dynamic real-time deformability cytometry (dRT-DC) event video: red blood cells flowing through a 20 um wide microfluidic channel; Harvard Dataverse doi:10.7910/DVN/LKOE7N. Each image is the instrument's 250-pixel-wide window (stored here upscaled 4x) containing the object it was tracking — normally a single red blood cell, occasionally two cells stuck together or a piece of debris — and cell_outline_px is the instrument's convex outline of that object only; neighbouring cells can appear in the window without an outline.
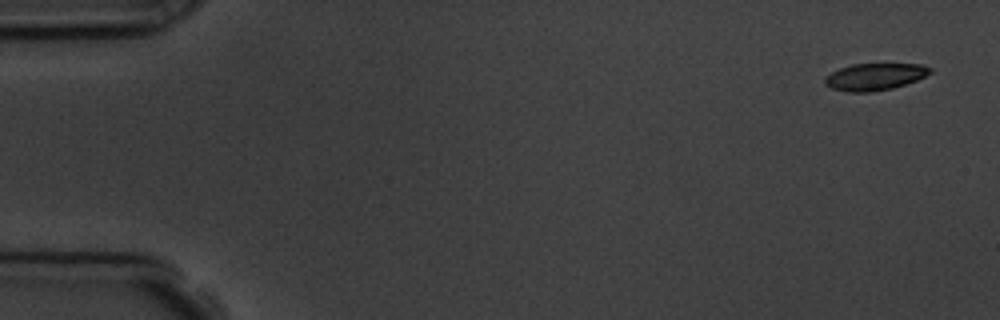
{"species": "common noctule bat (a hibernating species)", "species_latin": "Nyctalus noctula", "temperature_condition": "room temperature", "stored_images_in_passage": 5, "camera_frame_rate_fps": 3000, "um_per_image_px": 0.085, "animal": {"sex": "male", "body_mass_g": 19.5, "forearm_length_mm": 54.6}, "frame": {"image": 1, "passage_image": 1, "time_ms": 0.0, "image_size_px": [1000, 320], "cell_outline_px": [[932, 72], [916, 80], [892, 88], [872, 92], [848, 92], [832, 88], [824, 84], [824, 76], [840, 68], [852, 64], [920, 64], [932, 68]], "centroid_in_image_um": [74.32, 6.52], "position_along_channel_um": 10.7, "area_um2": 16.47}}
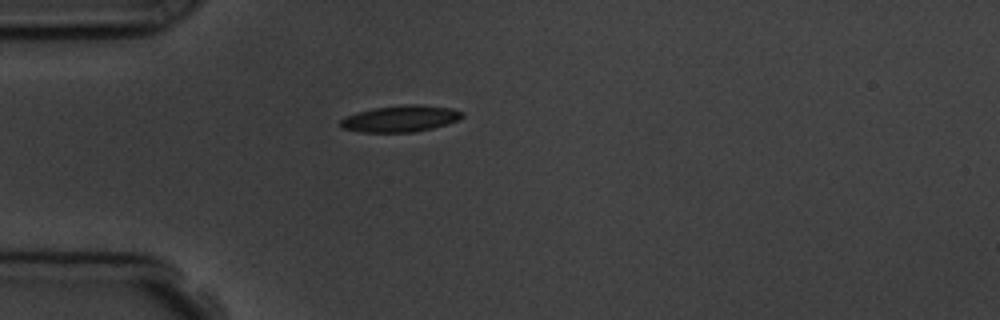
{"frame": {"image": 2, "passage_image": 5, "time_ms": 4.333, "image_size_px": [1000, 320], "cell_outline_px": [[464, 116], [448, 124], [432, 128], [412, 132], [360, 132], [340, 128], [340, 120], [356, 112], [376, 108], [404, 104], [420, 104], [452, 108], [464, 112]], "centroid_in_image_um": [34.05, 10.08], "position_along_channel_um": 50.9, "area_um2": 18.79}}